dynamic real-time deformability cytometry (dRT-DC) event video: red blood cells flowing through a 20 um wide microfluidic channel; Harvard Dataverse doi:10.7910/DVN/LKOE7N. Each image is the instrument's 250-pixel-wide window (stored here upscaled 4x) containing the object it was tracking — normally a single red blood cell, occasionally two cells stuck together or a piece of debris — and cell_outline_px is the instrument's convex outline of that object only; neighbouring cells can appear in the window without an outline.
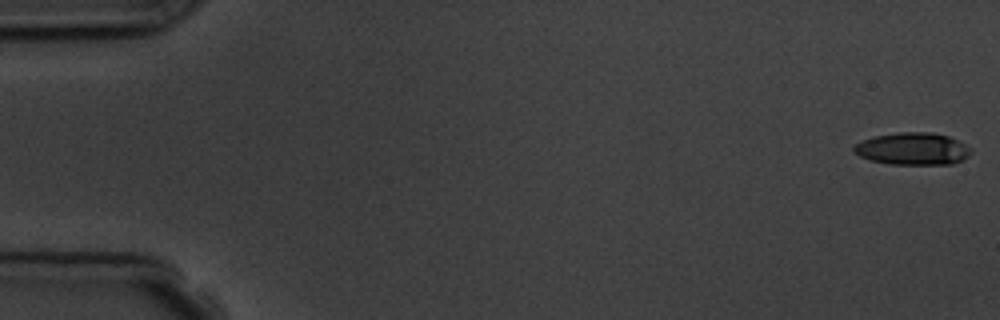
{"species": "common noctule bat (a hibernating species)", "species_latin": "Nyctalus noctula", "temperature_condition": "room temperature", "stored_images_in_passage": 5, "camera_frame_rate_fps": 3000, "um_per_image_px": 0.085, "animal": {"sex": "male", "body_mass_g": 19.5, "forearm_length_mm": 54.6}, "frame": {"image": 1, "passage_image": 1, "time_ms": 0.0, "image_size_px": [1000, 320], "cell_outline_px": [[972, 152], [964, 160], [952, 164], [888, 164], [868, 160], [852, 152], [852, 148], [856, 144], [864, 140], [876, 136], [900, 132], [932, 132], [948, 136], [972, 148]], "centroid_in_image_um": [77.58, 12.66], "position_along_channel_um": 7.4, "area_um2": 22.08}}